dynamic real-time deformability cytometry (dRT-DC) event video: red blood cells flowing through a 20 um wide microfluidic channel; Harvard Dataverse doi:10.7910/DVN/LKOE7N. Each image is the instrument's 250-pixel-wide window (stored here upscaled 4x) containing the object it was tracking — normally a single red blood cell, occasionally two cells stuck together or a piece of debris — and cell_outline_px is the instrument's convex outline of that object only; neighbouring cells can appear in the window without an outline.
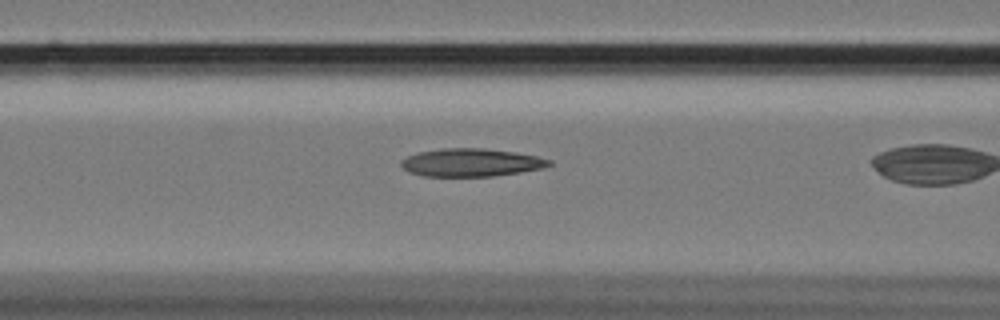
{"species": "Egyptian fruit bat (a non-hibernating species)", "species_latin": "Rousettus aegyptiacus", "temperature_condition": "cold", "stored_images_in_passage": 27, "camera_frame_rate_fps": 3000, "um_per_image_px": 0.085, "animal": {"sex": "female"}, "frame": {"image": 1, "passage_image": 5, "time_ms": 1.333, "image_size_px": [1000, 320], "cell_outline_px": [[552, 164], [544, 168], [520, 172], [492, 176], [424, 176], [408, 172], [400, 164], [400, 160], [408, 156], [420, 152], [444, 148], [484, 148], [516, 152], [536, 156], [552, 160]], "centroid_in_image_um": [40.06, 13.81], "position_along_channel_um": 126.5, "area_um2": 24.1}}
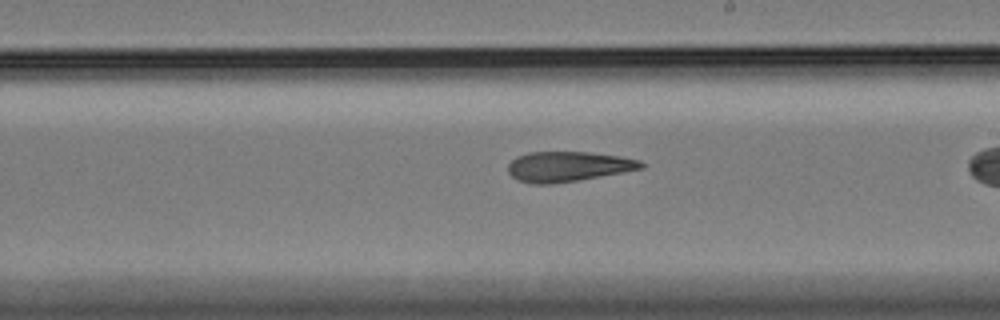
{"frame": {"image": 2, "passage_image": 15, "time_ms": 4.667, "image_size_px": [1000, 320], "cell_outline_px": [[644, 168], [624, 172], [552, 184], [532, 184], [520, 180], [512, 176], [508, 172], [508, 164], [516, 156], [528, 152], [588, 152], [620, 156], [640, 160], [644, 164]], "centroid_in_image_um": [48.28, 14.15], "position_along_channel_um": 240.7, "area_um2": 23.24}}
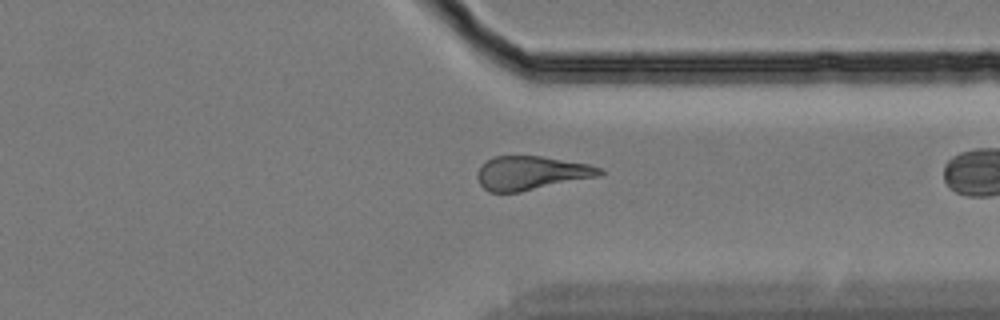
{"frame": {"image": 3, "passage_image": 26, "time_ms": 8.333, "image_size_px": [1000, 320], "cell_outline_px": [[604, 172], [600, 176], [520, 192], [488, 192], [480, 184], [476, 176], [476, 172], [480, 164], [492, 156], [540, 156], [588, 164], [600, 168]], "centroid_in_image_um": [45.1, 14.7], "position_along_channel_um": 366.3, "area_um2": 24.22}}